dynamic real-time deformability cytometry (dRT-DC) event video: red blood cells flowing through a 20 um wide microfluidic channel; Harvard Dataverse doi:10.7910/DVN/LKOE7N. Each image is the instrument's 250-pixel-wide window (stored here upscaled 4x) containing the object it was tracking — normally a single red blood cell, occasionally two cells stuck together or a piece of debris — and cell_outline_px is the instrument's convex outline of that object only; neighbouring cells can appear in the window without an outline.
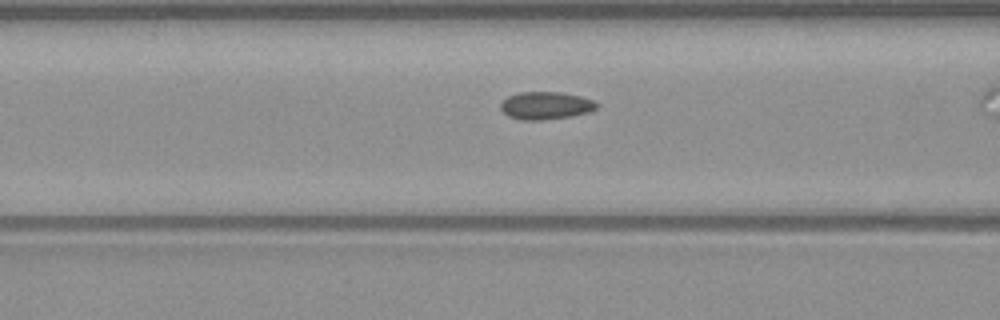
{"species": "common noctule bat (a hibernating species)", "species_latin": "Nyctalus noctula", "temperature_condition": "warm", "stored_images_in_passage": 23, "camera_frame_rate_fps": 3000, "um_per_image_px": 0.085, "animal": {"sex": "male", "body_mass_g": 23.1, "forearm_length_mm": 52.7}, "frame": {"image": 1, "passage_image": 15, "time_ms": 4.667, "image_size_px": [1000, 320], "cell_outline_px": [[600, 104], [596, 108], [588, 112], [572, 116], [544, 120], [524, 120], [508, 116], [500, 108], [500, 104], [508, 96], [520, 92], [560, 92], [580, 96], [592, 100]], "centroid_in_image_um": [46.39, 8.97], "position_along_channel_um": 120.2, "area_um2": 15.43}}
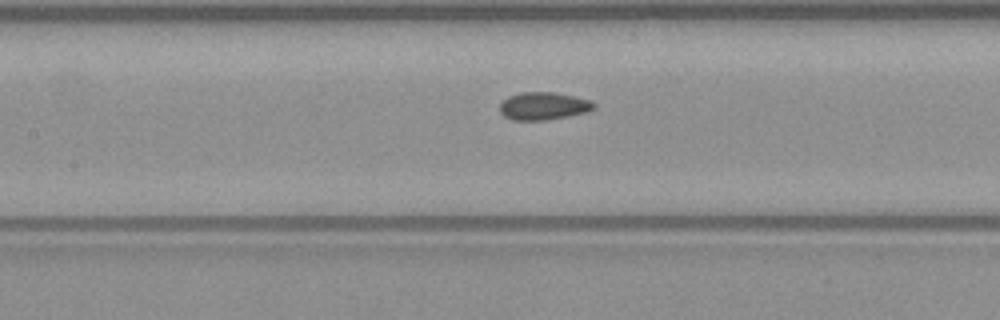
{"frame": {"image": 2, "passage_image": 18, "time_ms": 5.667, "image_size_px": [1000, 320], "cell_outline_px": [[596, 108], [584, 112], [568, 116], [544, 120], [512, 120], [504, 116], [500, 112], [500, 104], [508, 96], [520, 92], [552, 92], [592, 100], [596, 104]], "centroid_in_image_um": [46.19, 9.01], "position_along_channel_um": 161.2, "area_um2": 15.14}}
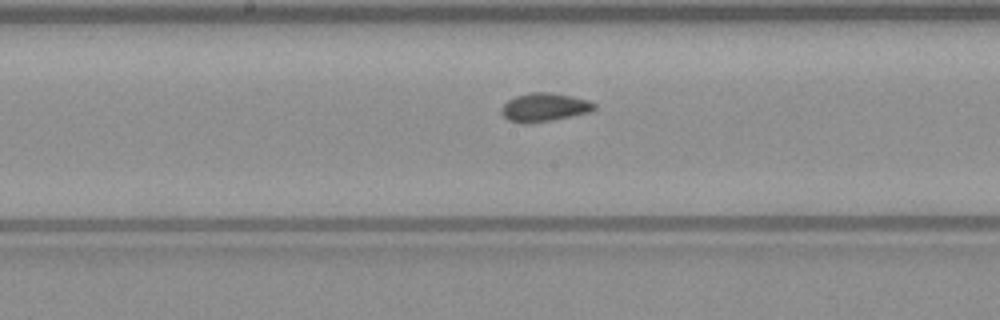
{"frame": {"image": 3, "passage_image": 21, "time_ms": 6.667, "image_size_px": [1000, 320], "cell_outline_px": [[596, 108], [588, 112], [552, 120], [528, 124], [524, 124], [508, 120], [500, 112], [500, 108], [508, 100], [516, 96], [528, 92], [548, 92], [572, 96], [588, 100], [596, 104]], "centroid_in_image_um": [46.23, 9.12], "position_along_channel_um": 202.0, "area_um2": 15.43}}